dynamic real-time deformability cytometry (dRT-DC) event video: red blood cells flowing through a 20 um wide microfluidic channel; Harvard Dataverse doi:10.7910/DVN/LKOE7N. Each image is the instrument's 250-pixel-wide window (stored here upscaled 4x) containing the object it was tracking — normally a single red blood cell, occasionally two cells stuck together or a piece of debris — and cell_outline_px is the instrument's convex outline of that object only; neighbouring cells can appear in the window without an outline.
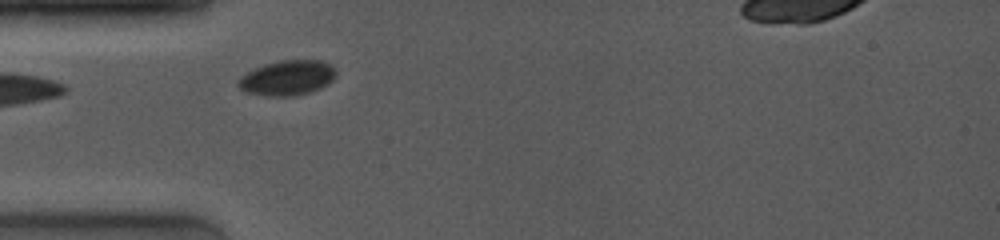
{"species": "common noctule bat (a hibernating species)", "species_latin": "Nyctalus noctula", "temperature_condition": "room temperature", "stored_images_in_passage": 30, "camera_frame_rate_fps": 4000, "um_per_image_px": 0.085, "animal": {"sex": "female", "body_mass_g": 19.0, "forearm_length_mm": 53.3}, "frame": {"image": 1, "passage_image": 2, "time_ms": 0.75, "image_size_px": [1000, 240], "cell_outline_px": [[336, 76], [328, 84], [312, 92], [292, 96], [264, 96], [244, 92], [236, 84], [236, 80], [240, 76], [264, 64], [280, 60], [320, 60], [328, 64], [336, 72]], "centroid_in_image_um": [24.38, 6.63], "position_along_channel_um": 60.6, "area_um2": 20.06}}
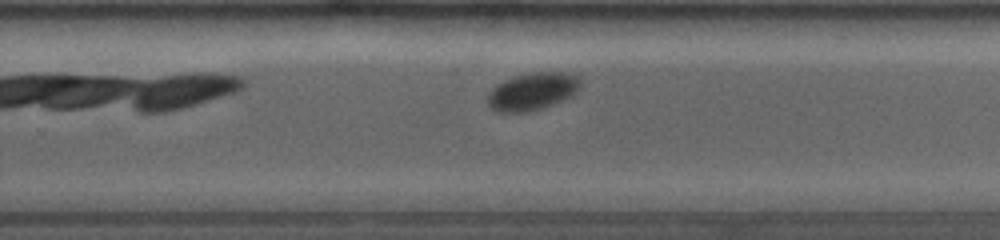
{"frame": {"image": 2, "passage_image": 19, "time_ms": 6.5, "image_size_px": [1000, 240], "cell_outline_px": [[580, 88], [572, 96], [540, 108], [528, 112], [496, 112], [488, 104], [488, 96], [492, 88], [496, 84], [504, 80], [516, 76], [532, 72], [568, 72], [576, 76], [580, 80]], "centroid_in_image_um": [45.25, 7.76], "position_along_channel_um": 284.5, "area_um2": 20.11}}
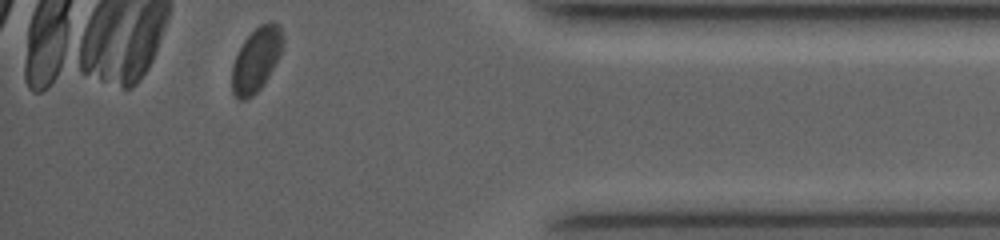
{"frame": {"image": 3, "passage_image": 29, "time_ms": 10.25, "image_size_px": [1000, 240], "cell_outline_px": [[284, 44], [268, 76], [260, 88], [252, 96], [244, 100], [240, 100], [232, 92], [232, 64], [244, 40], [260, 24], [272, 20], [280, 24], [284, 36]], "centroid_in_image_um": [21.8, 5.02], "position_along_channel_um": 413.4, "area_um2": 18.84}, "authors_computed_cell_mechanics": {"area_um2": 20.4901, "velocity_mm_per_s": 3.9363, "shape_relaxation_time_tau1_ms": 2.5001, "shape_relaxation_time_tau2_ms": null, "deformation_change_tau1": 0.0566, "deformation_change_tau2": null}}